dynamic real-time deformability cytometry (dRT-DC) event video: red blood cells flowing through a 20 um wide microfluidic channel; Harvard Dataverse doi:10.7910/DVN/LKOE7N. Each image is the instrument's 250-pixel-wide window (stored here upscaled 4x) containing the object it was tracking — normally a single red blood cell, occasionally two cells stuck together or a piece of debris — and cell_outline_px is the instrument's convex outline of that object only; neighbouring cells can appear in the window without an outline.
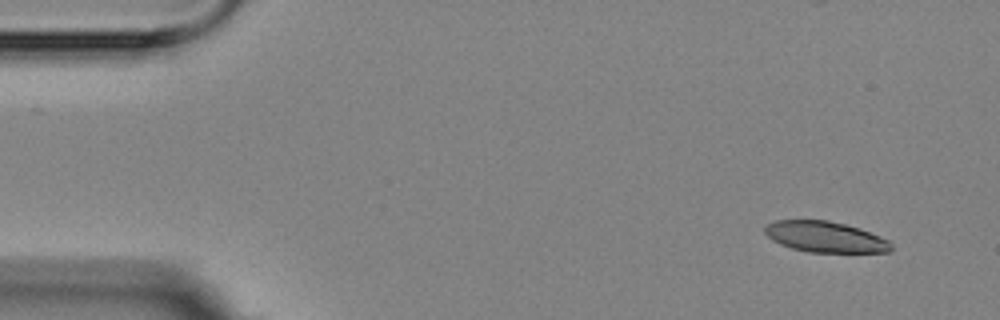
{"species": "Egyptian fruit bat (a non-hibernating species)", "species_latin": "Rousettus aegyptiacus", "temperature_condition": "room temperature", "stored_images_in_passage": 6, "camera_frame_rate_fps": 3000, "um_per_image_px": 0.085, "animal": {"sex": "female"}, "frame": {"image": 1, "passage_image": 1, "time_ms": 0.0, "image_size_px": [1000, 320], "cell_outline_px": [[892, 248], [888, 252], [808, 252], [792, 248], [780, 244], [772, 240], [764, 232], [764, 228], [768, 224], [776, 220], [828, 220], [860, 228], [880, 236], [888, 240], [892, 244]], "centroid_in_image_um": [70.14, 20.13], "position_along_channel_um": 14.9, "area_um2": 22.66}}
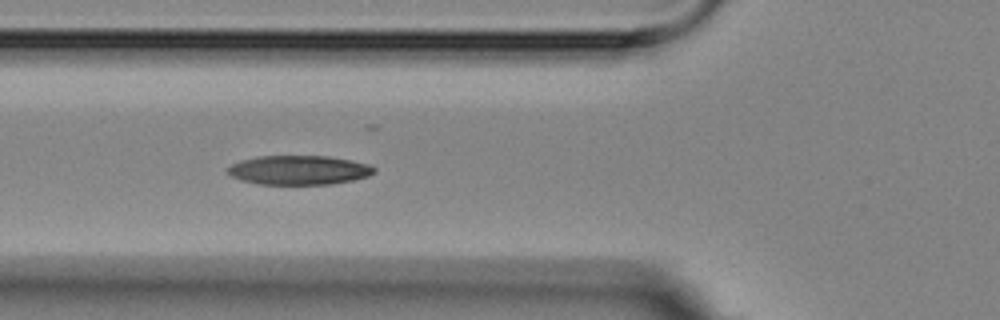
{"frame": {"image": 2, "passage_image": 5, "time_ms": 5.333, "image_size_px": [1000, 320], "cell_outline_px": [[376, 172], [368, 176], [352, 180], [328, 184], [256, 184], [240, 180], [224, 172], [224, 168], [240, 160], [256, 156], [328, 156], [368, 164], [376, 168]], "centroid_in_image_um": [25.33, 14.45], "position_along_channel_um": 100.5, "area_um2": 25.09}}
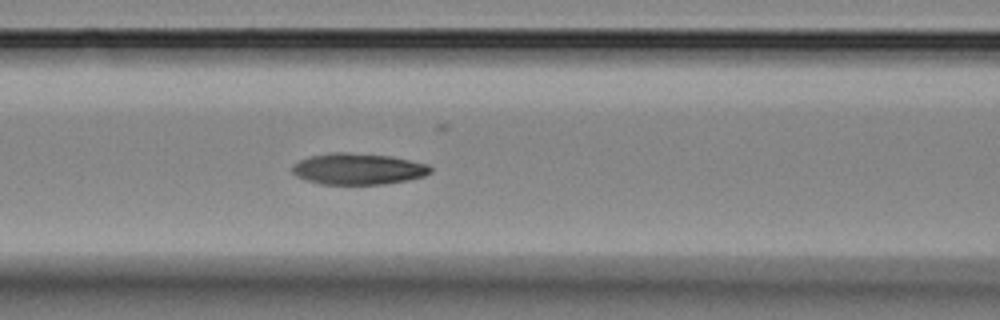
{"frame": {"image": 3, "passage_image": 6, "time_ms": 6.333, "image_size_px": [1000, 320], "cell_outline_px": [[432, 172], [424, 176], [408, 180], [384, 184], [320, 184], [296, 176], [292, 172], [292, 164], [308, 156], [332, 152], [348, 152], [388, 156], [428, 164], [432, 168]], "centroid_in_image_um": [30.42, 14.35], "position_along_channel_um": 136.2, "area_um2": 25.2}}